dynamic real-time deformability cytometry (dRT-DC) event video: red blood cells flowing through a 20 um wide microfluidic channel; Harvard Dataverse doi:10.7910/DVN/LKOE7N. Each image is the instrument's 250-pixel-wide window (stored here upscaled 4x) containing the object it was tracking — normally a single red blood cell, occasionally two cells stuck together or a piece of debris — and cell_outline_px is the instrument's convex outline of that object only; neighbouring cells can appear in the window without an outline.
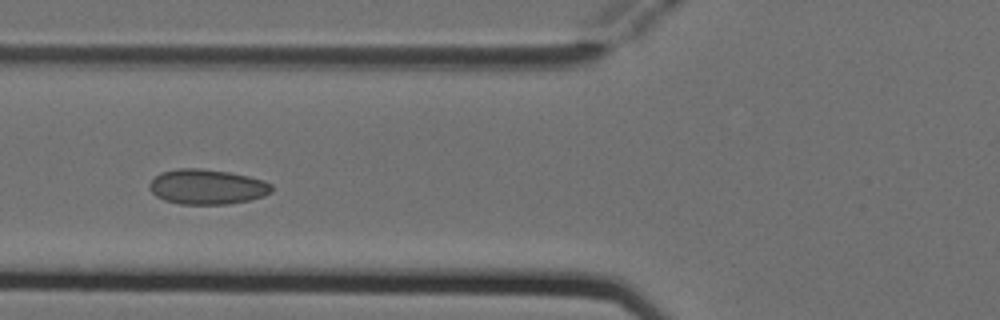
{"species": "Egyptian fruit bat (a non-hibernating species)", "species_latin": "Rousettus aegyptiacus", "temperature_condition": "cold", "stored_images_in_passage": 6, "camera_frame_rate_fps": 3000, "um_per_image_px": 0.085, "animal": {"sex": "female"}, "frame": {"image": 1, "passage_image": 5, "time_ms": 1.333, "image_size_px": [1000, 320], "cell_outline_px": [[272, 192], [264, 196], [248, 200], [228, 204], [180, 204], [164, 200], [156, 196], [148, 188], [148, 184], [160, 172], [176, 168], [200, 168], [232, 172], [264, 180], [272, 184]], "centroid_in_image_um": [17.6, 15.87], "position_along_channel_um": 108.2, "area_um2": 25.2}}
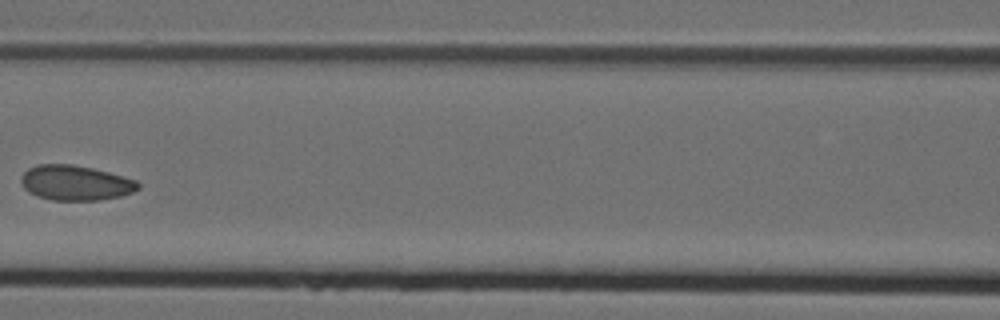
{"frame": {"image": 2, "passage_image": 6, "time_ms": 1.667, "image_size_px": [1000, 320], "cell_outline_px": [[140, 188], [132, 192], [120, 196], [100, 200], [52, 200], [36, 196], [28, 192], [24, 188], [20, 180], [20, 176], [28, 168], [36, 164], [72, 164], [92, 168], [108, 172], [136, 180], [140, 184]], "centroid_in_image_um": [6.38, 15.54], "position_along_channel_um": 160.2, "area_um2": 23.99}}